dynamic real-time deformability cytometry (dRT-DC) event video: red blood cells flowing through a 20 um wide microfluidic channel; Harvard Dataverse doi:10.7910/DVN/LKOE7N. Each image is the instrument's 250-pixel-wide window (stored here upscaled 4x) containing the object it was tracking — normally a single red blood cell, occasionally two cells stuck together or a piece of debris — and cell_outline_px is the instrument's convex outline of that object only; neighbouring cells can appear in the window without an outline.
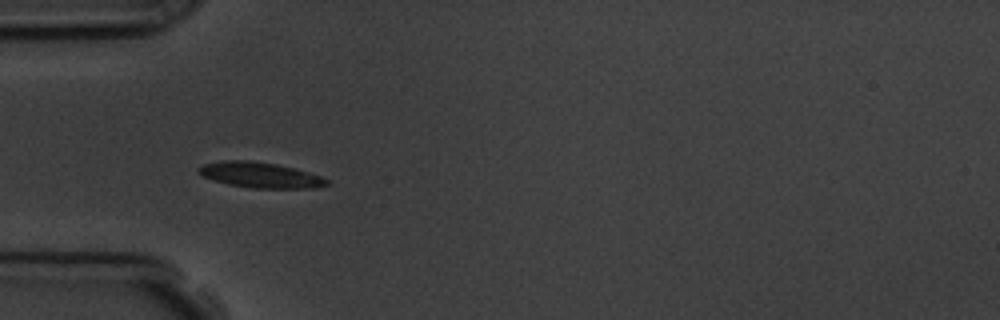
{"species": "common noctule bat (a hibernating species)", "species_latin": "Nyctalus noctula", "temperature_condition": "room temperature", "stored_images_in_passage": 16, "camera_frame_rate_fps": 3000, "um_per_image_px": 0.085, "animal": {"sex": "male", "body_mass_g": 19.5, "forearm_length_mm": 54.6}, "frame": {"image": 1, "passage_image": 5, "time_ms": 4.667, "image_size_px": [1000, 320], "cell_outline_px": [[328, 184], [316, 188], [252, 188], [228, 184], [212, 180], [196, 172], [196, 168], [204, 164], [220, 160], [248, 160], [276, 164], [308, 172], [320, 176], [328, 180]], "centroid_in_image_um": [22.06, 14.87], "position_along_channel_um": 62.9, "area_um2": 19.02}}
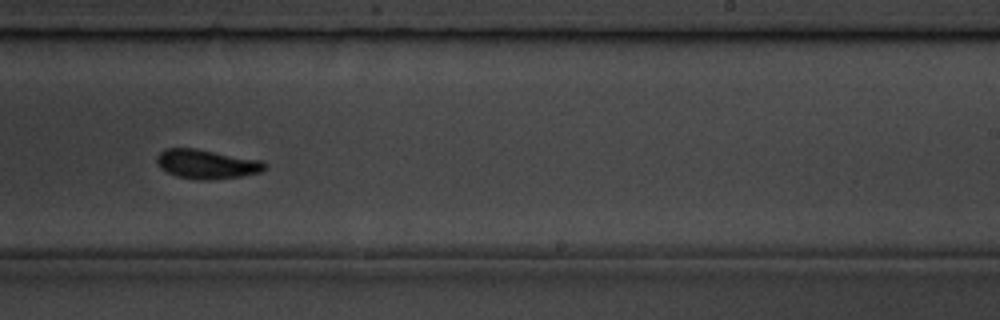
{"frame": {"image": 2, "passage_image": 10, "time_ms": 10.333, "image_size_px": [1000, 320], "cell_outline_px": [[268, 168], [260, 172], [240, 176], [208, 180], [200, 180], [176, 176], [160, 168], [156, 160], [156, 156], [164, 148], [196, 148], [264, 160], [268, 164]], "centroid_in_image_um": [17.6, 13.93], "position_along_channel_um": 271.4, "area_um2": 18.67}, "authors_computed_cell_mechanics": {"area_um2": 17.8024, "velocity_mm_per_s": 3.723, "shape_relaxation_time_tau1_ms": 2.1464, "shape_relaxation_time_tau2_ms": null, "deformation_change_tau1": 0.0973, "deformation_change_tau2": null}}